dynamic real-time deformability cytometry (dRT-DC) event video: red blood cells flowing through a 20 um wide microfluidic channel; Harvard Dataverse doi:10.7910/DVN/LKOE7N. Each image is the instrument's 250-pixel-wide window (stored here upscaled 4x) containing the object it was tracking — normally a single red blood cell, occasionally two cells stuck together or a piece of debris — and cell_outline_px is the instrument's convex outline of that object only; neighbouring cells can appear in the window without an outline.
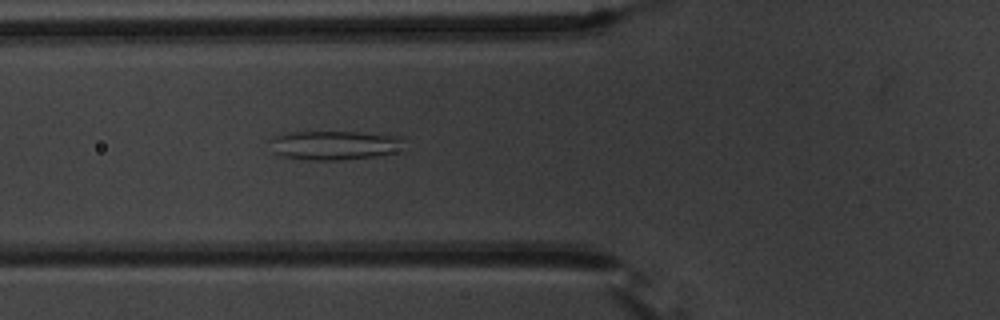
{"species": "common noctule bat (a hibernating species)", "species_latin": "Nyctalus noctula", "temperature_condition": "warm", "stored_images_in_passage": 7, "camera_frame_rate_fps": 3000, "um_per_image_px": 0.085, "animal": {"sex": "male", "body_mass_g": 20.1, "forearm_length_mm": 53.5}, "frame": {"image": 1, "passage_image": 6, "time_ms": 5.667, "image_size_px": [1000, 320], "cell_outline_px": [[404, 152], [340, 160], [308, 160], [280, 156], [272, 152], [268, 140], [272, 136], [284, 132], [360, 132], [404, 136]], "centroid_in_image_um": [28.45, 12.34], "position_along_channel_um": 97.4, "area_um2": 23.52}}